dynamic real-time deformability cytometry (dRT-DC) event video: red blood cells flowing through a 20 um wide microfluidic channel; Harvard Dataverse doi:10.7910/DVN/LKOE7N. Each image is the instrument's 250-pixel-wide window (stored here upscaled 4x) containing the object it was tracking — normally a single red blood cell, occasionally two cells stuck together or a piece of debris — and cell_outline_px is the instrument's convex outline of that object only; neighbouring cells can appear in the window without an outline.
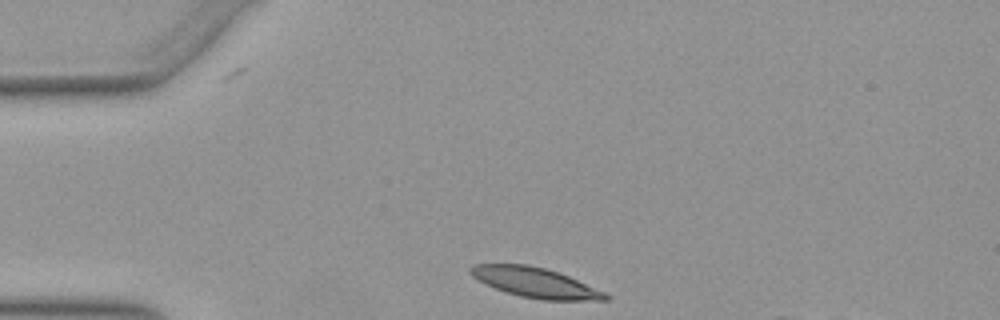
{"species": "Egyptian fruit bat (a non-hibernating species)", "species_latin": "Rousettus aegyptiacus", "temperature_condition": "warm", "stored_images_in_passage": 19, "camera_frame_rate_fps": 3000, "um_per_image_px": 0.085, "animal": {"sex": "female"}, "frame": {"image": 1, "passage_image": 1, "time_ms": 0.0, "image_size_px": [1000, 320], "cell_outline_px": [[612, 296], [608, 300], [544, 300], [520, 296], [496, 288], [472, 276], [468, 272], [468, 268], [476, 264], [528, 264], [544, 268], [568, 276], [604, 292]], "centroid_in_image_um": [45.5, 24.02], "position_along_channel_um": 39.5, "area_um2": 23.12}}
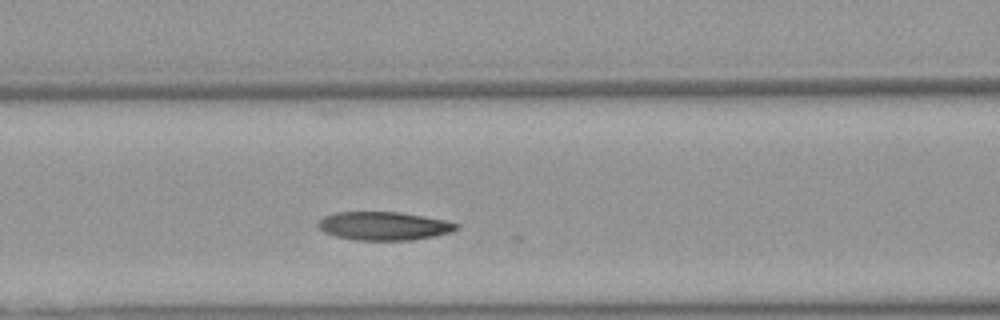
{"frame": {"image": 2, "passage_image": 11, "time_ms": 3.333, "image_size_px": [1000, 320], "cell_outline_px": [[460, 228], [452, 232], [412, 240], [356, 240], [336, 236], [324, 232], [316, 224], [324, 216], [336, 212], [400, 212], [424, 216], [444, 220], [460, 224]], "centroid_in_image_um": [32.65, 19.2], "position_along_channel_um": 134.0, "area_um2": 22.89}}
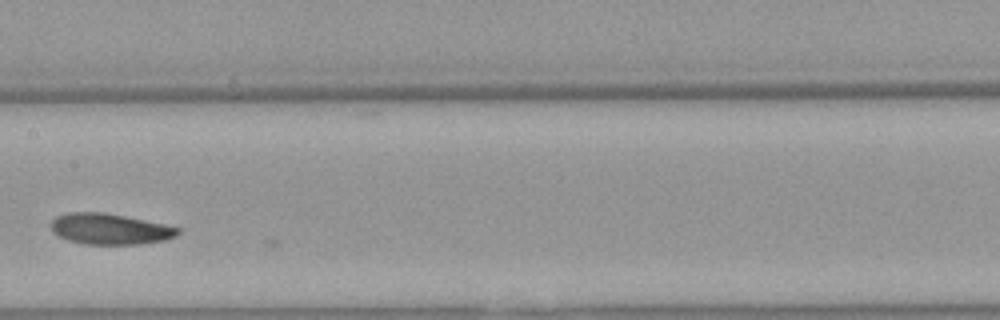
{"frame": {"image": 3, "passage_image": 16, "time_ms": 5.0, "image_size_px": [1000, 320], "cell_outline_px": [[180, 232], [176, 236], [164, 240], [140, 244], [84, 244], [68, 240], [52, 232], [52, 220], [56, 216], [68, 212], [104, 212], [164, 224], [180, 228]], "centroid_in_image_um": [9.33, 19.46], "position_along_channel_um": 198.1, "area_um2": 22.72}}